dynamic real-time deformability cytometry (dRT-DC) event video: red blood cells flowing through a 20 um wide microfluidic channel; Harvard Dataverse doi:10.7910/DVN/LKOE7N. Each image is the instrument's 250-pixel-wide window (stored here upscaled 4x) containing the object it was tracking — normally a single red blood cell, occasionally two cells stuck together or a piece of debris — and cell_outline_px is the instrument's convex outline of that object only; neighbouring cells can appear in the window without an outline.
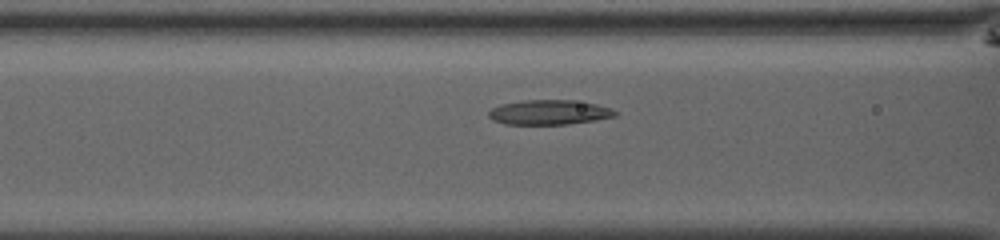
{"species": "common noctule bat (a hibernating species)", "species_latin": "Nyctalus noctula", "temperature_condition": "room temperature", "stored_images_in_passage": 35, "camera_frame_rate_fps": 3000, "um_per_image_px": 0.085, "animal": {"sex": "male", "body_mass_g": 13.0, "forearm_length_mm": 53.1}, "frame": {"image": 1, "passage_image": 7, "time_ms": 2.0, "image_size_px": [1000, 240], "cell_outline_px": [[620, 112], [616, 116], [596, 120], [568, 124], [504, 124], [492, 120], [488, 116], [488, 112], [492, 108], [500, 104], [524, 100], [572, 100], [596, 104], [612, 108]], "centroid_in_image_um": [46.7, 9.54], "position_along_channel_um": 119.9, "area_um2": 18.38}}
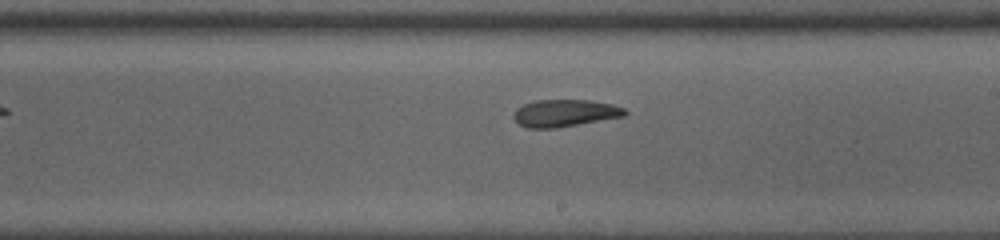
{"frame": {"image": 2, "passage_image": 16, "time_ms": 5.0, "image_size_px": [1000, 240], "cell_outline_px": [[628, 112], [624, 116], [556, 128], [528, 128], [520, 124], [512, 116], [516, 108], [524, 104], [536, 100], [588, 100], [612, 104], [624, 108]], "centroid_in_image_um": [48.0, 9.61], "position_along_channel_um": 241.0, "area_um2": 17.51}}
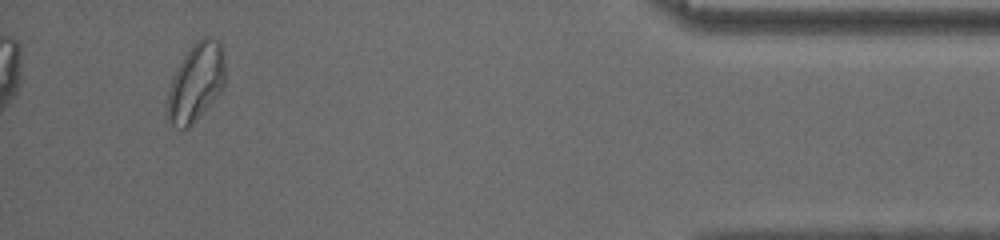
{"frame": {"image": 3, "passage_image": 33, "time_ms": 10.667, "image_size_px": [1000, 240], "cell_outline_px": [[224, 84], [220, 92], [196, 120], [188, 128], [184, 128], [168, 124], [164, 116], [164, 112], [168, 92], [176, 68], [184, 56], [196, 40], [204, 36], [212, 36], [220, 40], [224, 56]], "centroid_in_image_um": [16.62, 7.0], "position_along_channel_um": 418.6, "area_um2": 26.65}, "authors_computed_cell_mechanics": {"area_um2": 18.3804, "velocity_mm_per_s": 4.0392, "shape_relaxation_time_tau1_ms": 8.6559, "shape_relaxation_time_tau2_ms": 2.4274, "deformation_change_tau1": 0.1721, "deformation_change_tau2": 0.0827}}